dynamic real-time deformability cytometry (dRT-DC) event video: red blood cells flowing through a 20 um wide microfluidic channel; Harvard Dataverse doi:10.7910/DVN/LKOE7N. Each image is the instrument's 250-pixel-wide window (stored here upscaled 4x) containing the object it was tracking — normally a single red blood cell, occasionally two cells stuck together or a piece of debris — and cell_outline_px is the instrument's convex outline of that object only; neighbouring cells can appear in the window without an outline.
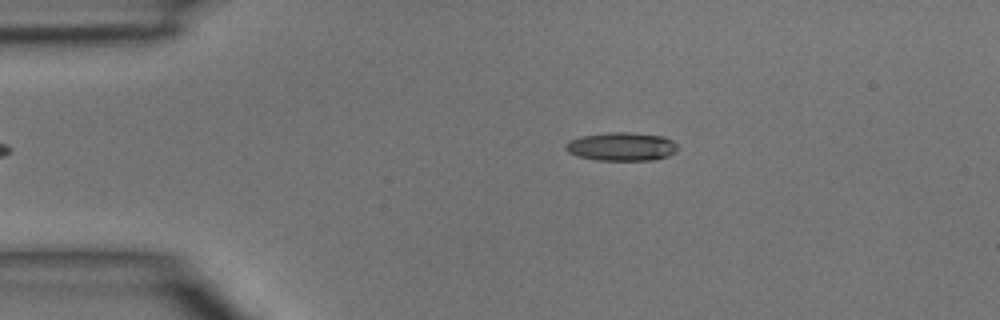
{"species": "common noctule bat (a hibernating species)", "species_latin": "Nyctalus noctula", "temperature_condition": "room temperature", "stored_images_in_passage": 2, "camera_frame_rate_fps": 3000, "um_per_image_px": 0.085, "animal": {"sex": "male", "body_mass_g": 15.6}, "frame": {"image": 1, "passage_image": 1, "time_ms": 0.0, "image_size_px": [1000, 320], "cell_outline_px": [[676, 152], [668, 156], [656, 160], [596, 160], [580, 156], [568, 152], [564, 148], [564, 144], [568, 140], [580, 136], [612, 132], [632, 132], [664, 136], [672, 140], [676, 144]], "centroid_in_image_um": [52.83, 12.45], "position_along_channel_um": 32.2, "area_um2": 18.73}}